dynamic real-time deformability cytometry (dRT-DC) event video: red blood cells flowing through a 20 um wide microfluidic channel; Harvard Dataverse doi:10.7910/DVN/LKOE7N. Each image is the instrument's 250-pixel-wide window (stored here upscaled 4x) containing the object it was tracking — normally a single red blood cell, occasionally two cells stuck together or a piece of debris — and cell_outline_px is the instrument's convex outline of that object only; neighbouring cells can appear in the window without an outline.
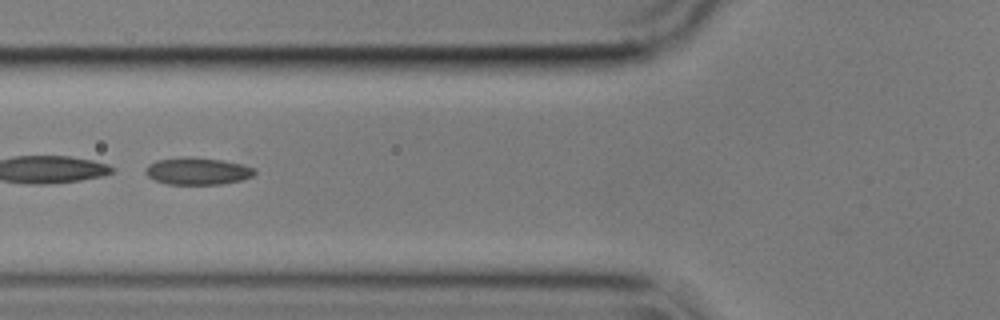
{"species": "common noctule bat (a hibernating species)", "species_latin": "Nyctalus noctula", "temperature_condition": "cold", "stored_images_in_passage": 48, "segment_of_instrument_passage": [2, 2], "camera_frame_rate_fps": 3000, "um_per_image_px": 0.085, "animal": {"sex": "male", "body_mass_g": 17.9}, "frame": {"image": 1, "passage_image": 20, "time_ms": 6.333, "image_size_px": [1000, 320], "cell_outline_px": [[256, 172], [252, 176], [240, 180], [220, 184], [168, 184], [156, 180], [148, 176], [144, 172], [144, 168], [148, 164], [156, 160], [180, 156], [188, 156], [220, 160], [244, 164], [256, 168]], "centroid_in_image_um": [16.77, 14.52], "position_along_channel_um": 109.0, "area_um2": 17.4}}